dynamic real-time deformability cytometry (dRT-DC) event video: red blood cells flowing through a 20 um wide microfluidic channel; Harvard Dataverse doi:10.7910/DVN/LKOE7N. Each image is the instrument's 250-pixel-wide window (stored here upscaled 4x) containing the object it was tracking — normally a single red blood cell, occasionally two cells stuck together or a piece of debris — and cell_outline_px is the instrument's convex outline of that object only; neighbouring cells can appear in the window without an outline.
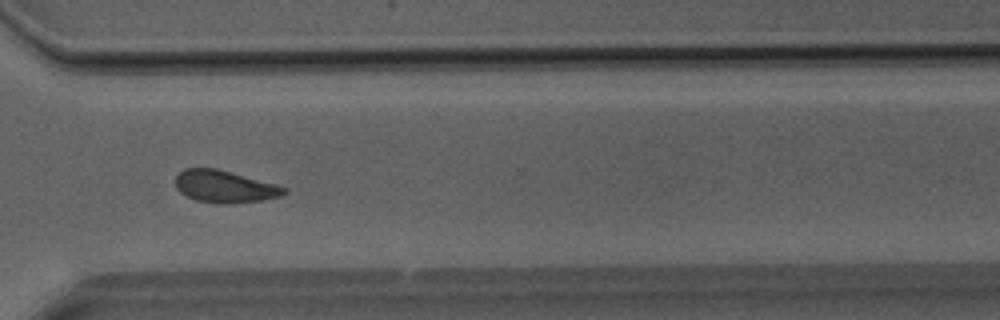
{"species": "Egyptian fruit bat (a non-hibernating species)", "species_latin": "Rousettus aegyptiacus", "temperature_condition": "room temperature", "stored_images_in_passage": 40, "camera_frame_rate_fps": 3000, "um_per_image_px": 0.085, "animal": {"sex": "male"}, "frame": {"image": 1, "passage_image": 29, "time_ms": 9.333, "image_size_px": [1000, 320], "cell_outline_px": [[288, 192], [280, 196], [264, 200], [232, 204], [216, 204], [196, 200], [180, 192], [176, 188], [176, 176], [184, 168], [216, 168], [276, 184], [288, 188]], "centroid_in_image_um": [19.12, 15.87], "position_along_channel_um": 351.5, "area_um2": 20.52}}
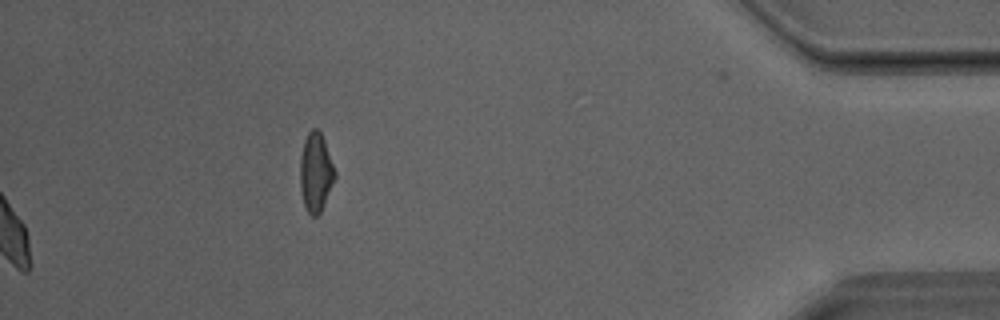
{"frame": {"image": 2, "passage_image": 40, "time_ms": 13.0, "image_size_px": [1000, 320], "cell_outline_px": [[336, 176], [320, 212], [316, 216], [312, 216], [304, 208], [300, 188], [300, 156], [304, 140], [308, 132], [312, 128], [316, 128], [320, 132], [324, 140], [336, 172]], "centroid_in_image_um": [26.82, 14.64], "position_along_channel_um": 408.4, "area_um2": 15.95}}